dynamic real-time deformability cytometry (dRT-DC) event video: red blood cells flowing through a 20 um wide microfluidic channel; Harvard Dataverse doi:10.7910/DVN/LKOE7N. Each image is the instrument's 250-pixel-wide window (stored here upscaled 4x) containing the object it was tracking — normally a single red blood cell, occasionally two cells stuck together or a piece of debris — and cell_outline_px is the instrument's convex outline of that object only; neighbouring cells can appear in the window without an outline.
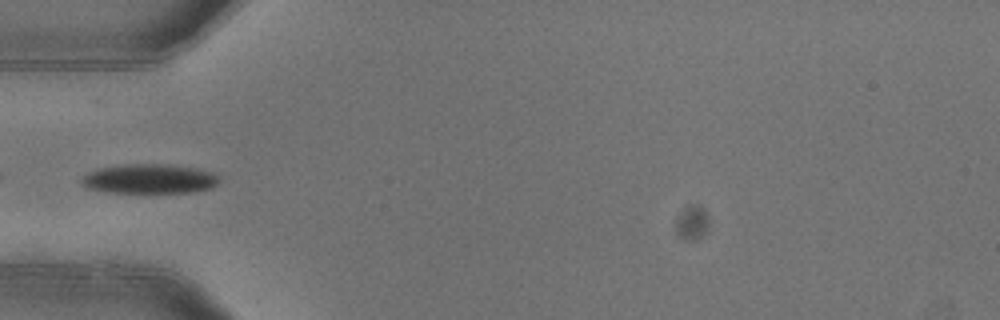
{"species": "common noctule bat (a hibernating species)", "species_latin": "Nyctalus noctula", "temperature_condition": "warm", "stored_images_in_passage": 4, "camera_frame_rate_fps": 3000, "um_per_image_px": 0.085, "animal": {"sex": "female"}, "frame": {"image": 1, "passage_image": 3, "time_ms": 0.667, "image_size_px": [1000, 320], "cell_outline_px": [[220, 180], [212, 188], [192, 192], [108, 192], [84, 188], [80, 180], [88, 172], [100, 168], [124, 164], [160, 164], [196, 168], [212, 172]], "centroid_in_image_um": [12.67, 15.2], "position_along_channel_um": 72.3, "area_um2": 23.52}}